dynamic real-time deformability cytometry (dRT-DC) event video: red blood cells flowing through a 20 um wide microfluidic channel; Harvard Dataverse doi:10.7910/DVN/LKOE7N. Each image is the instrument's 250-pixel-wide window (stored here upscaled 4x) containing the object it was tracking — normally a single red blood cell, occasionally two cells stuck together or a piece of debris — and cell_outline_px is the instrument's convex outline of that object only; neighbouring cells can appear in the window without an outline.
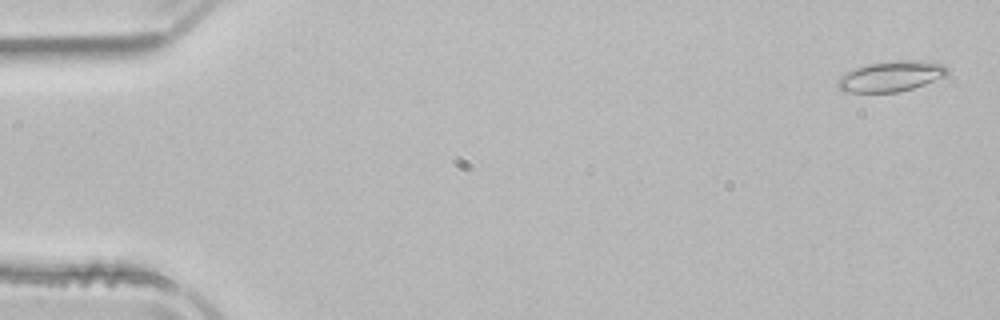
{"species": "common noctule bat (a hibernating species)", "species_latin": "Nyctalus noctula", "temperature_condition": "room temperature", "stored_images_in_passage": 52, "camera_frame_rate_fps": 3000, "um_per_image_px": 0.085, "animal": {"sex": "male", "body_mass_g": 21.5, "forearm_length_mm": 52.0}, "frame": {"image": 1, "passage_image": 2, "time_ms": 0.333, "image_size_px": [1000, 320], "cell_outline_px": [[948, 76], [912, 88], [896, 92], [844, 92], [836, 84], [836, 80], [840, 76], [856, 68], [868, 64], [896, 60], [920, 60], [944, 64], [948, 68]], "centroid_in_image_um": [75.77, 6.48], "position_along_channel_um": 9.2, "area_um2": 19.48}}
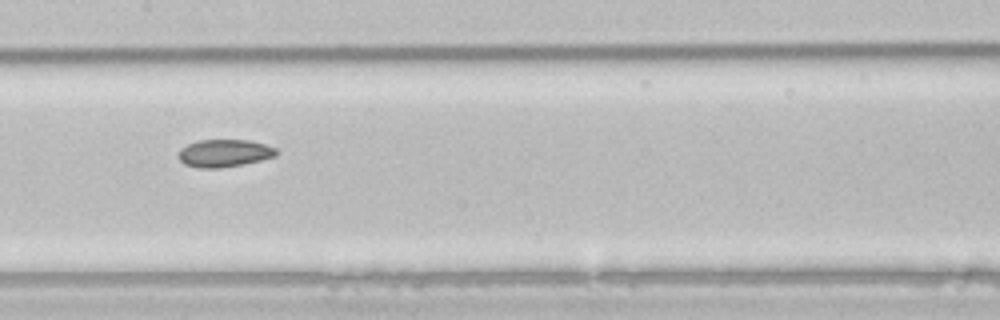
{"frame": {"image": 2, "passage_image": 26, "time_ms": 8.333, "image_size_px": [1000, 320], "cell_outline_px": [[276, 156], [244, 164], [220, 168], [196, 168], [184, 164], [180, 160], [180, 148], [196, 140], [248, 140], [264, 144], [276, 148]], "centroid_in_image_um": [19.05, 13.02], "position_along_channel_um": 188.4, "area_um2": 15.66}}
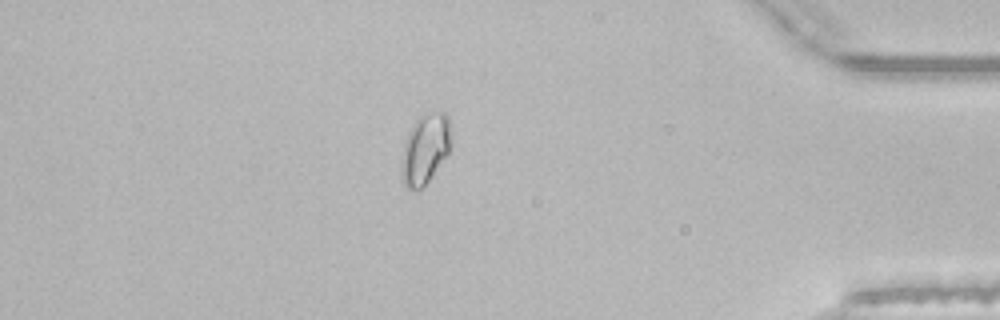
{"frame": {"image": 3, "passage_image": 45, "time_ms": 14.667, "image_size_px": [1000, 320], "cell_outline_px": [[452, 148], [424, 188], [408, 188], [404, 184], [400, 172], [400, 168], [404, 140], [412, 124], [420, 116], [428, 112], [444, 112], [448, 116], [452, 140]], "centroid_in_image_um": [36.15, 12.65], "position_along_channel_um": 399.1, "area_um2": 20.69}, "authors_computed_cell_mechanics": {"area_um2": 17.3689, "velocity_mm_per_s": 3.9319, "shape_relaxation_time_tau1_ms": null, "shape_relaxation_time_tau2_ms": 3.7202, "deformation_change_tau1": null, "deformation_change_tau2": 0.0736}}